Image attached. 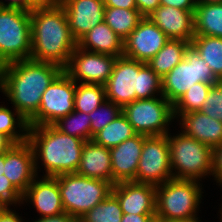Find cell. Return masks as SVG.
Segmentation results:
<instances>
[{"label": "cell", "mask_w": 222, "mask_h": 222, "mask_svg": "<svg viewBox=\"0 0 222 222\" xmlns=\"http://www.w3.org/2000/svg\"><path fill=\"white\" fill-rule=\"evenodd\" d=\"M64 69L50 62L24 59L0 67V92L28 121L39 109L43 92Z\"/></svg>", "instance_id": "cell-1"}, {"label": "cell", "mask_w": 222, "mask_h": 222, "mask_svg": "<svg viewBox=\"0 0 222 222\" xmlns=\"http://www.w3.org/2000/svg\"><path fill=\"white\" fill-rule=\"evenodd\" d=\"M31 16L30 59L55 63L63 69L68 65L77 47L62 5L54 8L34 9Z\"/></svg>", "instance_id": "cell-2"}, {"label": "cell", "mask_w": 222, "mask_h": 222, "mask_svg": "<svg viewBox=\"0 0 222 222\" xmlns=\"http://www.w3.org/2000/svg\"><path fill=\"white\" fill-rule=\"evenodd\" d=\"M27 141L34 151L35 171L43 176L76 173L85 141L62 133L54 125L29 126ZM41 163V166L39 165Z\"/></svg>", "instance_id": "cell-3"}, {"label": "cell", "mask_w": 222, "mask_h": 222, "mask_svg": "<svg viewBox=\"0 0 222 222\" xmlns=\"http://www.w3.org/2000/svg\"><path fill=\"white\" fill-rule=\"evenodd\" d=\"M104 86L106 100L121 108L137 99L162 96V78L146 63L125 56L117 57Z\"/></svg>", "instance_id": "cell-4"}, {"label": "cell", "mask_w": 222, "mask_h": 222, "mask_svg": "<svg viewBox=\"0 0 222 222\" xmlns=\"http://www.w3.org/2000/svg\"><path fill=\"white\" fill-rule=\"evenodd\" d=\"M203 184L172 178L156 187L155 216L159 220H194L202 203Z\"/></svg>", "instance_id": "cell-5"}, {"label": "cell", "mask_w": 222, "mask_h": 222, "mask_svg": "<svg viewBox=\"0 0 222 222\" xmlns=\"http://www.w3.org/2000/svg\"><path fill=\"white\" fill-rule=\"evenodd\" d=\"M167 137L173 178L202 181L212 175L213 148L181 131L169 132Z\"/></svg>", "instance_id": "cell-6"}, {"label": "cell", "mask_w": 222, "mask_h": 222, "mask_svg": "<svg viewBox=\"0 0 222 222\" xmlns=\"http://www.w3.org/2000/svg\"><path fill=\"white\" fill-rule=\"evenodd\" d=\"M30 11L0 6V67L15 61L30 59Z\"/></svg>", "instance_id": "cell-7"}, {"label": "cell", "mask_w": 222, "mask_h": 222, "mask_svg": "<svg viewBox=\"0 0 222 222\" xmlns=\"http://www.w3.org/2000/svg\"><path fill=\"white\" fill-rule=\"evenodd\" d=\"M55 177L58 180L63 208L71 216L82 217L112 192L113 185L102 179L77 173H65Z\"/></svg>", "instance_id": "cell-8"}, {"label": "cell", "mask_w": 222, "mask_h": 222, "mask_svg": "<svg viewBox=\"0 0 222 222\" xmlns=\"http://www.w3.org/2000/svg\"><path fill=\"white\" fill-rule=\"evenodd\" d=\"M220 81L198 51L189 44L183 60L162 77V95L174 105L196 83Z\"/></svg>", "instance_id": "cell-9"}, {"label": "cell", "mask_w": 222, "mask_h": 222, "mask_svg": "<svg viewBox=\"0 0 222 222\" xmlns=\"http://www.w3.org/2000/svg\"><path fill=\"white\" fill-rule=\"evenodd\" d=\"M122 113L137 134L144 136L167 135L174 120V107L162 95L137 99L122 108Z\"/></svg>", "instance_id": "cell-10"}, {"label": "cell", "mask_w": 222, "mask_h": 222, "mask_svg": "<svg viewBox=\"0 0 222 222\" xmlns=\"http://www.w3.org/2000/svg\"><path fill=\"white\" fill-rule=\"evenodd\" d=\"M76 82L63 70L47 87L38 111L27 121L28 126L53 125L74 111Z\"/></svg>", "instance_id": "cell-11"}, {"label": "cell", "mask_w": 222, "mask_h": 222, "mask_svg": "<svg viewBox=\"0 0 222 222\" xmlns=\"http://www.w3.org/2000/svg\"><path fill=\"white\" fill-rule=\"evenodd\" d=\"M172 178L167 135L144 136L135 182L157 187Z\"/></svg>", "instance_id": "cell-12"}, {"label": "cell", "mask_w": 222, "mask_h": 222, "mask_svg": "<svg viewBox=\"0 0 222 222\" xmlns=\"http://www.w3.org/2000/svg\"><path fill=\"white\" fill-rule=\"evenodd\" d=\"M117 57L86 51L77 46L64 71L76 83L105 85L112 73Z\"/></svg>", "instance_id": "cell-13"}, {"label": "cell", "mask_w": 222, "mask_h": 222, "mask_svg": "<svg viewBox=\"0 0 222 222\" xmlns=\"http://www.w3.org/2000/svg\"><path fill=\"white\" fill-rule=\"evenodd\" d=\"M167 35L148 17L124 40L123 56L147 63L168 42Z\"/></svg>", "instance_id": "cell-14"}, {"label": "cell", "mask_w": 222, "mask_h": 222, "mask_svg": "<svg viewBox=\"0 0 222 222\" xmlns=\"http://www.w3.org/2000/svg\"><path fill=\"white\" fill-rule=\"evenodd\" d=\"M10 182L23 194L37 176L34 151L26 141L13 144L4 152V173Z\"/></svg>", "instance_id": "cell-15"}, {"label": "cell", "mask_w": 222, "mask_h": 222, "mask_svg": "<svg viewBox=\"0 0 222 222\" xmlns=\"http://www.w3.org/2000/svg\"><path fill=\"white\" fill-rule=\"evenodd\" d=\"M37 175L23 193L22 204L30 203L39 217L55 216L65 212L56 177Z\"/></svg>", "instance_id": "cell-16"}, {"label": "cell", "mask_w": 222, "mask_h": 222, "mask_svg": "<svg viewBox=\"0 0 222 222\" xmlns=\"http://www.w3.org/2000/svg\"><path fill=\"white\" fill-rule=\"evenodd\" d=\"M70 31L78 42L92 28L104 21L103 0H62Z\"/></svg>", "instance_id": "cell-17"}, {"label": "cell", "mask_w": 222, "mask_h": 222, "mask_svg": "<svg viewBox=\"0 0 222 222\" xmlns=\"http://www.w3.org/2000/svg\"><path fill=\"white\" fill-rule=\"evenodd\" d=\"M195 10H182L160 5L148 18L155 23L169 39L191 43L195 36Z\"/></svg>", "instance_id": "cell-18"}, {"label": "cell", "mask_w": 222, "mask_h": 222, "mask_svg": "<svg viewBox=\"0 0 222 222\" xmlns=\"http://www.w3.org/2000/svg\"><path fill=\"white\" fill-rule=\"evenodd\" d=\"M112 193L123 214H155L156 187L133 181L116 183Z\"/></svg>", "instance_id": "cell-19"}, {"label": "cell", "mask_w": 222, "mask_h": 222, "mask_svg": "<svg viewBox=\"0 0 222 222\" xmlns=\"http://www.w3.org/2000/svg\"><path fill=\"white\" fill-rule=\"evenodd\" d=\"M144 135L136 136L110 148L113 185L120 182H135Z\"/></svg>", "instance_id": "cell-20"}, {"label": "cell", "mask_w": 222, "mask_h": 222, "mask_svg": "<svg viewBox=\"0 0 222 222\" xmlns=\"http://www.w3.org/2000/svg\"><path fill=\"white\" fill-rule=\"evenodd\" d=\"M181 132L188 137L215 148L222 143V122L201 111L180 114L176 118ZM180 119V120H179Z\"/></svg>", "instance_id": "cell-21"}, {"label": "cell", "mask_w": 222, "mask_h": 222, "mask_svg": "<svg viewBox=\"0 0 222 222\" xmlns=\"http://www.w3.org/2000/svg\"><path fill=\"white\" fill-rule=\"evenodd\" d=\"M76 173L89 178L102 179L113 185L110 150L93 140L85 141Z\"/></svg>", "instance_id": "cell-22"}, {"label": "cell", "mask_w": 222, "mask_h": 222, "mask_svg": "<svg viewBox=\"0 0 222 222\" xmlns=\"http://www.w3.org/2000/svg\"><path fill=\"white\" fill-rule=\"evenodd\" d=\"M77 46L83 50L123 56L124 40L120 38L104 21L92 28L78 42Z\"/></svg>", "instance_id": "cell-23"}, {"label": "cell", "mask_w": 222, "mask_h": 222, "mask_svg": "<svg viewBox=\"0 0 222 222\" xmlns=\"http://www.w3.org/2000/svg\"><path fill=\"white\" fill-rule=\"evenodd\" d=\"M194 25L195 36L222 38V2H197Z\"/></svg>", "instance_id": "cell-24"}, {"label": "cell", "mask_w": 222, "mask_h": 222, "mask_svg": "<svg viewBox=\"0 0 222 222\" xmlns=\"http://www.w3.org/2000/svg\"><path fill=\"white\" fill-rule=\"evenodd\" d=\"M189 44L184 40L169 39L146 64L162 78L183 60Z\"/></svg>", "instance_id": "cell-25"}, {"label": "cell", "mask_w": 222, "mask_h": 222, "mask_svg": "<svg viewBox=\"0 0 222 222\" xmlns=\"http://www.w3.org/2000/svg\"><path fill=\"white\" fill-rule=\"evenodd\" d=\"M137 133L123 113L96 133L92 140L108 149L136 136Z\"/></svg>", "instance_id": "cell-26"}, {"label": "cell", "mask_w": 222, "mask_h": 222, "mask_svg": "<svg viewBox=\"0 0 222 222\" xmlns=\"http://www.w3.org/2000/svg\"><path fill=\"white\" fill-rule=\"evenodd\" d=\"M144 17L137 9L105 7L104 22L125 40Z\"/></svg>", "instance_id": "cell-27"}, {"label": "cell", "mask_w": 222, "mask_h": 222, "mask_svg": "<svg viewBox=\"0 0 222 222\" xmlns=\"http://www.w3.org/2000/svg\"><path fill=\"white\" fill-rule=\"evenodd\" d=\"M190 44L207 62L214 75L222 81V38L194 36Z\"/></svg>", "instance_id": "cell-28"}, {"label": "cell", "mask_w": 222, "mask_h": 222, "mask_svg": "<svg viewBox=\"0 0 222 222\" xmlns=\"http://www.w3.org/2000/svg\"><path fill=\"white\" fill-rule=\"evenodd\" d=\"M27 120L13 107V111L4 104L0 105V132L14 144L27 141Z\"/></svg>", "instance_id": "cell-29"}, {"label": "cell", "mask_w": 222, "mask_h": 222, "mask_svg": "<svg viewBox=\"0 0 222 222\" xmlns=\"http://www.w3.org/2000/svg\"><path fill=\"white\" fill-rule=\"evenodd\" d=\"M104 100H106L104 85L76 83L74 110L89 114Z\"/></svg>", "instance_id": "cell-30"}, {"label": "cell", "mask_w": 222, "mask_h": 222, "mask_svg": "<svg viewBox=\"0 0 222 222\" xmlns=\"http://www.w3.org/2000/svg\"><path fill=\"white\" fill-rule=\"evenodd\" d=\"M90 123L89 114L74 110L53 125L62 133L88 141L91 140Z\"/></svg>", "instance_id": "cell-31"}, {"label": "cell", "mask_w": 222, "mask_h": 222, "mask_svg": "<svg viewBox=\"0 0 222 222\" xmlns=\"http://www.w3.org/2000/svg\"><path fill=\"white\" fill-rule=\"evenodd\" d=\"M214 84L199 82L191 86L186 93L173 105L175 119L180 114L200 111L208 93Z\"/></svg>", "instance_id": "cell-32"}, {"label": "cell", "mask_w": 222, "mask_h": 222, "mask_svg": "<svg viewBox=\"0 0 222 222\" xmlns=\"http://www.w3.org/2000/svg\"><path fill=\"white\" fill-rule=\"evenodd\" d=\"M82 217L86 222H121L123 213L117 197L111 192Z\"/></svg>", "instance_id": "cell-33"}, {"label": "cell", "mask_w": 222, "mask_h": 222, "mask_svg": "<svg viewBox=\"0 0 222 222\" xmlns=\"http://www.w3.org/2000/svg\"><path fill=\"white\" fill-rule=\"evenodd\" d=\"M121 113L122 108L109 100H104L98 108L89 113L91 119V140L96 133L102 130Z\"/></svg>", "instance_id": "cell-34"}, {"label": "cell", "mask_w": 222, "mask_h": 222, "mask_svg": "<svg viewBox=\"0 0 222 222\" xmlns=\"http://www.w3.org/2000/svg\"><path fill=\"white\" fill-rule=\"evenodd\" d=\"M200 111L222 122V81H218L212 85L203 108Z\"/></svg>", "instance_id": "cell-35"}, {"label": "cell", "mask_w": 222, "mask_h": 222, "mask_svg": "<svg viewBox=\"0 0 222 222\" xmlns=\"http://www.w3.org/2000/svg\"><path fill=\"white\" fill-rule=\"evenodd\" d=\"M23 194L9 181L5 175H0V205L21 206ZM18 204V205H17Z\"/></svg>", "instance_id": "cell-36"}, {"label": "cell", "mask_w": 222, "mask_h": 222, "mask_svg": "<svg viewBox=\"0 0 222 222\" xmlns=\"http://www.w3.org/2000/svg\"><path fill=\"white\" fill-rule=\"evenodd\" d=\"M218 186L222 187V143L213 148L212 175Z\"/></svg>", "instance_id": "cell-37"}, {"label": "cell", "mask_w": 222, "mask_h": 222, "mask_svg": "<svg viewBox=\"0 0 222 222\" xmlns=\"http://www.w3.org/2000/svg\"><path fill=\"white\" fill-rule=\"evenodd\" d=\"M135 4L143 17H148L161 5L160 0H135Z\"/></svg>", "instance_id": "cell-38"}, {"label": "cell", "mask_w": 222, "mask_h": 222, "mask_svg": "<svg viewBox=\"0 0 222 222\" xmlns=\"http://www.w3.org/2000/svg\"><path fill=\"white\" fill-rule=\"evenodd\" d=\"M160 4L182 10H195L197 0H160Z\"/></svg>", "instance_id": "cell-39"}, {"label": "cell", "mask_w": 222, "mask_h": 222, "mask_svg": "<svg viewBox=\"0 0 222 222\" xmlns=\"http://www.w3.org/2000/svg\"><path fill=\"white\" fill-rule=\"evenodd\" d=\"M0 222H24L22 216L10 206L0 207ZM27 222V221H26Z\"/></svg>", "instance_id": "cell-40"}, {"label": "cell", "mask_w": 222, "mask_h": 222, "mask_svg": "<svg viewBox=\"0 0 222 222\" xmlns=\"http://www.w3.org/2000/svg\"><path fill=\"white\" fill-rule=\"evenodd\" d=\"M62 0H28V11L34 9L54 8L61 5Z\"/></svg>", "instance_id": "cell-41"}, {"label": "cell", "mask_w": 222, "mask_h": 222, "mask_svg": "<svg viewBox=\"0 0 222 222\" xmlns=\"http://www.w3.org/2000/svg\"><path fill=\"white\" fill-rule=\"evenodd\" d=\"M155 214H123L121 222H151Z\"/></svg>", "instance_id": "cell-42"}, {"label": "cell", "mask_w": 222, "mask_h": 222, "mask_svg": "<svg viewBox=\"0 0 222 222\" xmlns=\"http://www.w3.org/2000/svg\"><path fill=\"white\" fill-rule=\"evenodd\" d=\"M105 7L137 9L135 0H103Z\"/></svg>", "instance_id": "cell-43"}, {"label": "cell", "mask_w": 222, "mask_h": 222, "mask_svg": "<svg viewBox=\"0 0 222 222\" xmlns=\"http://www.w3.org/2000/svg\"><path fill=\"white\" fill-rule=\"evenodd\" d=\"M70 217L71 215L66 212H63L55 216L39 217L36 220H32L31 222H68Z\"/></svg>", "instance_id": "cell-44"}, {"label": "cell", "mask_w": 222, "mask_h": 222, "mask_svg": "<svg viewBox=\"0 0 222 222\" xmlns=\"http://www.w3.org/2000/svg\"><path fill=\"white\" fill-rule=\"evenodd\" d=\"M7 2V3H5ZM0 6L2 7H14L28 10V0H0Z\"/></svg>", "instance_id": "cell-45"}, {"label": "cell", "mask_w": 222, "mask_h": 222, "mask_svg": "<svg viewBox=\"0 0 222 222\" xmlns=\"http://www.w3.org/2000/svg\"><path fill=\"white\" fill-rule=\"evenodd\" d=\"M14 143L0 132V153L7 151Z\"/></svg>", "instance_id": "cell-46"}, {"label": "cell", "mask_w": 222, "mask_h": 222, "mask_svg": "<svg viewBox=\"0 0 222 222\" xmlns=\"http://www.w3.org/2000/svg\"><path fill=\"white\" fill-rule=\"evenodd\" d=\"M4 173V152L0 153V175Z\"/></svg>", "instance_id": "cell-47"}, {"label": "cell", "mask_w": 222, "mask_h": 222, "mask_svg": "<svg viewBox=\"0 0 222 222\" xmlns=\"http://www.w3.org/2000/svg\"><path fill=\"white\" fill-rule=\"evenodd\" d=\"M161 222H202L199 219L194 220H161Z\"/></svg>", "instance_id": "cell-48"}, {"label": "cell", "mask_w": 222, "mask_h": 222, "mask_svg": "<svg viewBox=\"0 0 222 222\" xmlns=\"http://www.w3.org/2000/svg\"><path fill=\"white\" fill-rule=\"evenodd\" d=\"M68 222H86L83 217L71 216Z\"/></svg>", "instance_id": "cell-49"}, {"label": "cell", "mask_w": 222, "mask_h": 222, "mask_svg": "<svg viewBox=\"0 0 222 222\" xmlns=\"http://www.w3.org/2000/svg\"><path fill=\"white\" fill-rule=\"evenodd\" d=\"M197 2L215 3V2H222V0H197Z\"/></svg>", "instance_id": "cell-50"}, {"label": "cell", "mask_w": 222, "mask_h": 222, "mask_svg": "<svg viewBox=\"0 0 222 222\" xmlns=\"http://www.w3.org/2000/svg\"><path fill=\"white\" fill-rule=\"evenodd\" d=\"M219 213H220V221L219 222H222V204H221V207L219 208V211H218Z\"/></svg>", "instance_id": "cell-51"}, {"label": "cell", "mask_w": 222, "mask_h": 222, "mask_svg": "<svg viewBox=\"0 0 222 222\" xmlns=\"http://www.w3.org/2000/svg\"><path fill=\"white\" fill-rule=\"evenodd\" d=\"M151 222H161V220L154 218Z\"/></svg>", "instance_id": "cell-52"}]
</instances>
